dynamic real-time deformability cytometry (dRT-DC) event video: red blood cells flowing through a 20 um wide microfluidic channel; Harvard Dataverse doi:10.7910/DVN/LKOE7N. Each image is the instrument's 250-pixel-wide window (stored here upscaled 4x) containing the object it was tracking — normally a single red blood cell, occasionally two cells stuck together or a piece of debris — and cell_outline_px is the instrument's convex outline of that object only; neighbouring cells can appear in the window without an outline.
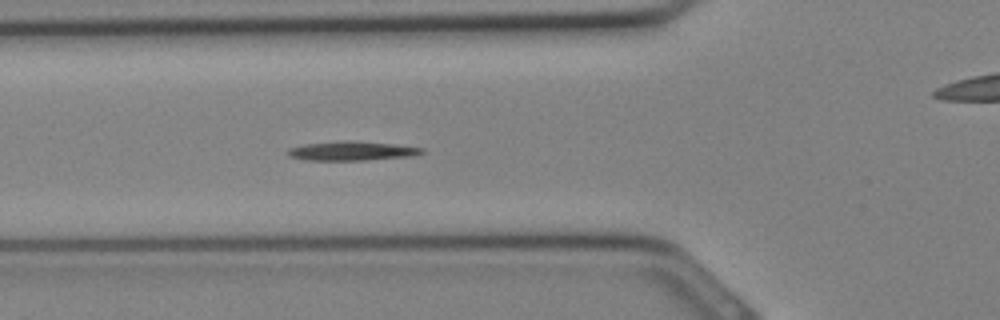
{"species": "Egyptian fruit bat (a non-hibernating species)", "species_latin": "Rousettus aegyptiacus", "temperature_condition": "cold", "stored_images_in_passage": 10, "camera_frame_rate_fps": 3000, "um_per_image_px": 0.085, "animal": {"sex": "female"}, "frame": {"image": 1, "passage_image": 4, "time_ms": 1.0, "image_size_px": [1000, 320], "cell_outline_px": [[424, 152], [408, 156], [364, 160], [304, 160], [288, 156], [288, 148], [304, 144], [344, 140], [348, 140], [392, 144], [424, 148]], "centroid_in_image_um": [29.83, 12.82], "position_along_channel_um": 96.0, "area_um2": 14.8}}
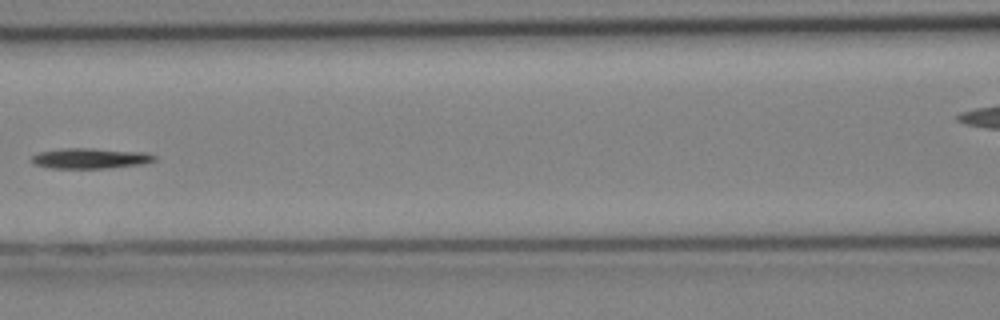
{"frame": {"image": 2, "passage_image": 7, "time_ms": 2.0, "image_size_px": [1000, 320], "cell_outline_px": [[156, 160], [144, 164], [112, 168], [48, 168], [32, 164], [32, 156], [40, 152], [64, 148], [92, 148], [148, 152], [156, 156]], "centroid_in_image_um": [7.72, 13.46], "position_along_channel_um": 158.9, "area_um2": 14.85}}
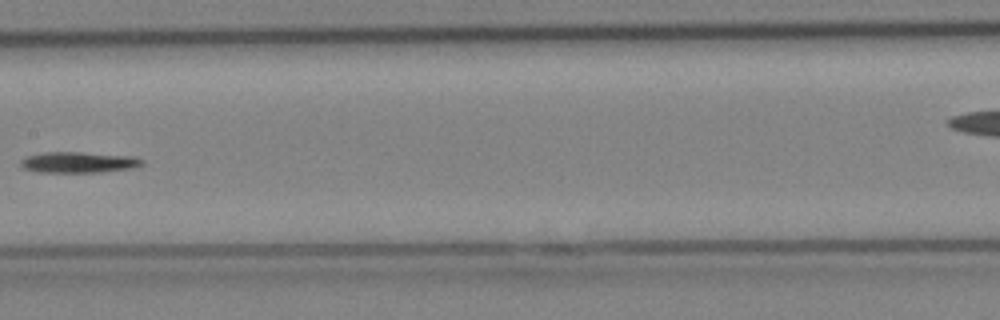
{"frame": {"image": 3, "passage_image": 9, "time_ms": 2.667, "image_size_px": [1000, 320], "cell_outline_px": [[144, 164], [132, 168], [100, 172], [40, 172], [24, 168], [20, 164], [20, 160], [24, 156], [44, 152], [80, 152], [136, 156], [144, 160]], "centroid_in_image_um": [6.69, 13.78], "position_along_channel_um": 200.7, "area_um2": 14.91}}